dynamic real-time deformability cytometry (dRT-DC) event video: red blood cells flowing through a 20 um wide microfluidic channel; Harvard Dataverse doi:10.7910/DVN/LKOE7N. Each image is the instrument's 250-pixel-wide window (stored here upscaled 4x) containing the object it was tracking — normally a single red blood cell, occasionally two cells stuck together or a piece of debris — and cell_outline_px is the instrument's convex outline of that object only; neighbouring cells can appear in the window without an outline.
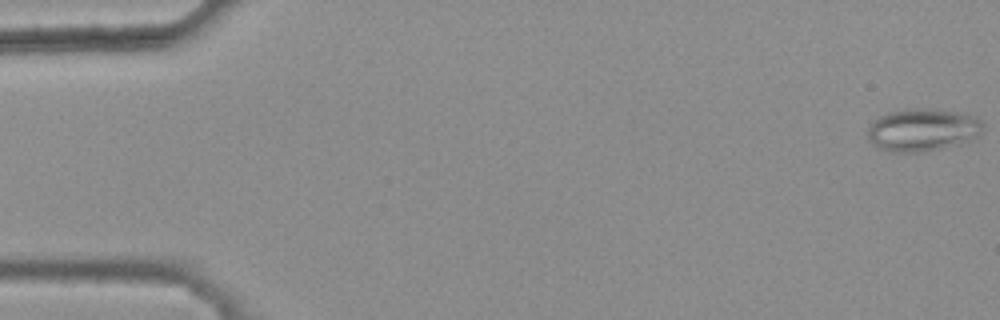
{"species": "common noctule bat (a hibernating species)", "species_latin": "Nyctalus noctula", "temperature_condition": "warm", "stored_images_in_passage": 47, "camera_frame_rate_fps": 3000, "um_per_image_px": 0.085, "animal": {"sex": "female", "body_mass_g": 25.1}, "frame": {"image": 1, "passage_image": 1, "time_ms": 0.0, "image_size_px": [1000, 320], "cell_outline_px": [[984, 128], [980, 136], [976, 140], [940, 148], [916, 152], [896, 152], [880, 148], [872, 144], [868, 140], [868, 128], [872, 120], [888, 112], [904, 108], [932, 108], [968, 112], [976, 116], [984, 124]], "centroid_in_image_um": [78.49, 11.0], "position_along_channel_um": 6.5, "area_um2": 29.42}}
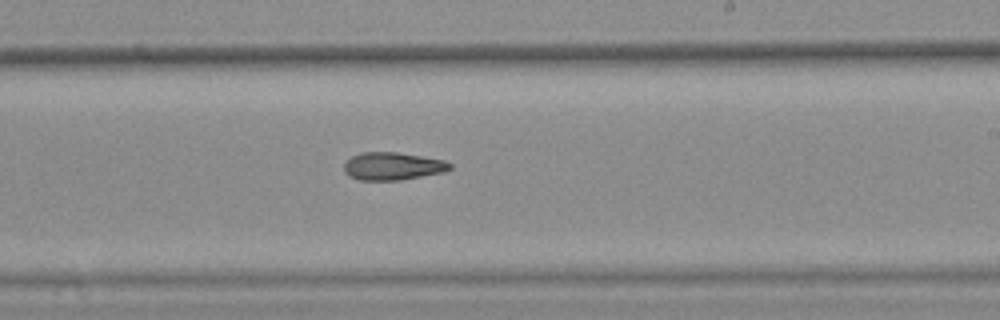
{"frame": {"image": 2, "passage_image": 32, "time_ms": 10.333, "image_size_px": [1000, 320], "cell_outline_px": [[452, 168], [444, 172], [400, 180], [360, 180], [348, 176], [344, 172], [344, 164], [352, 156], [360, 152], [396, 152], [444, 160], [452, 164]], "centroid_in_image_um": [33.36, 14.13], "position_along_channel_um": 255.6, "area_um2": 17.11}}
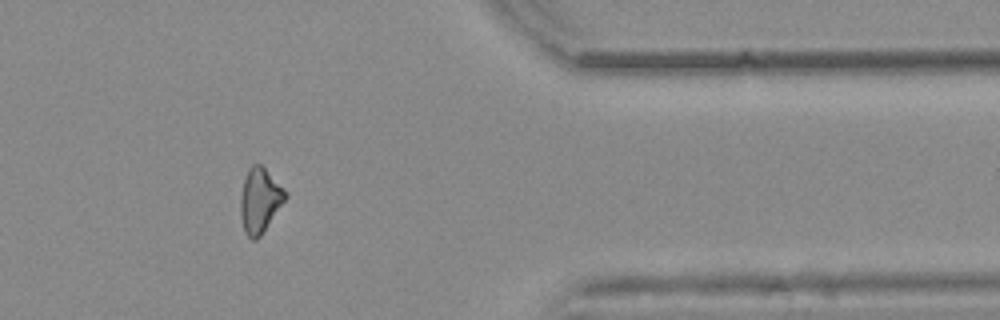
{"frame": {"image": 3, "passage_image": 44, "time_ms": 14.333, "image_size_px": [1000, 320], "cell_outline_px": [[288, 196], [260, 236], [256, 240], [252, 240], [244, 232], [240, 216], [240, 196], [244, 180], [248, 168], [252, 164], [260, 164], [288, 192]], "centroid_in_image_um": [22.07, 17.04], "position_along_channel_um": 389.3, "area_um2": 16.88}}